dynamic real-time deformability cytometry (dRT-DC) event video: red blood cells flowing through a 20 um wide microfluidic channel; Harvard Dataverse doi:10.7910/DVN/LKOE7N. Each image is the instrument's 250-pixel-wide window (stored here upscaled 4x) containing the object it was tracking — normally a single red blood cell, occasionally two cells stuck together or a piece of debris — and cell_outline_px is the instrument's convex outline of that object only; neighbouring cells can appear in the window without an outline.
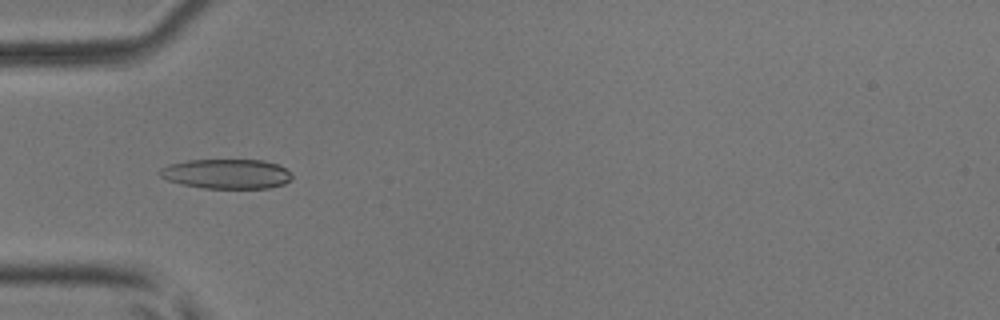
{"species": "common noctule bat (a hibernating species)", "species_latin": "Nyctalus noctula", "temperature_condition": "room temperature", "stored_images_in_passage": 7, "camera_frame_rate_fps": 3000, "um_per_image_px": 0.085, "animal": {"sex": "male", "body_mass_g": 17.9, "forearm_length_mm": 54.2}, "frame": {"image": 1, "passage_image": 5, "time_ms": 1.333, "image_size_px": [1000, 320], "cell_outline_px": [[292, 180], [284, 184], [268, 188], [204, 188], [184, 184], [168, 180], [160, 176], [156, 172], [160, 168], [172, 164], [188, 160], [264, 160], [276, 164], [284, 168], [292, 176]], "centroid_in_image_um": [19.26, 14.78], "position_along_channel_um": 65.7, "area_um2": 22.72}}
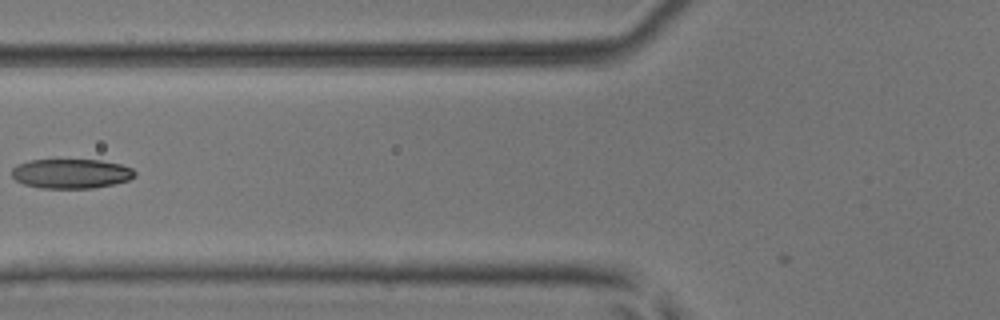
{"frame": {"image": 2, "passage_image": 6, "time_ms": 1.667, "image_size_px": [1000, 320], "cell_outline_px": [[136, 176], [128, 180], [112, 184], [92, 188], [40, 188], [24, 184], [16, 180], [12, 176], [12, 168], [28, 160], [56, 156], [100, 160], [120, 164], [132, 168], [136, 172]], "centroid_in_image_um": [6.01, 14.7], "position_along_channel_um": 119.8, "area_um2": 22.14}}